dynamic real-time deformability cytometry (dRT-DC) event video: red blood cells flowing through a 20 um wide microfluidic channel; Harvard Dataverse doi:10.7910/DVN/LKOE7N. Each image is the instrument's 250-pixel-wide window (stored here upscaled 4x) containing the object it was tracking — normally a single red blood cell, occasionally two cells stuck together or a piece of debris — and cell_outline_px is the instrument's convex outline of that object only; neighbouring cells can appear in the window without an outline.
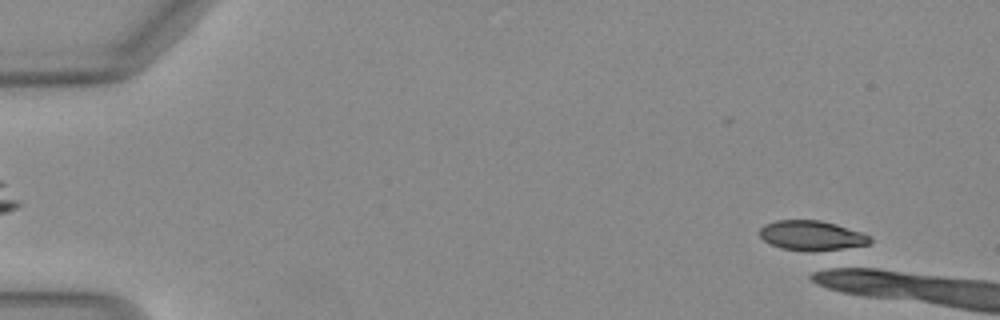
{"species": "Egyptian fruit bat (a non-hibernating species)", "species_latin": "Rousettus aegyptiacus", "temperature_condition": "warm", "stored_images_in_passage": 4, "camera_frame_rate_fps": 3000, "um_per_image_px": 0.085, "animal": {"sex": "female"}, "frame": {"image": 1, "passage_image": 4, "time_ms": 1.0, "image_size_px": [1000, 320], "cell_outline_px": [[872, 240], [868, 244], [832, 252], [808, 252], [784, 248], [772, 244], [764, 240], [760, 236], [760, 228], [764, 224], [776, 220], [820, 220], [836, 224], [864, 232]], "centroid_in_image_um": [69.05, 20.04], "position_along_channel_um": 16.0, "area_um2": 19.59}}